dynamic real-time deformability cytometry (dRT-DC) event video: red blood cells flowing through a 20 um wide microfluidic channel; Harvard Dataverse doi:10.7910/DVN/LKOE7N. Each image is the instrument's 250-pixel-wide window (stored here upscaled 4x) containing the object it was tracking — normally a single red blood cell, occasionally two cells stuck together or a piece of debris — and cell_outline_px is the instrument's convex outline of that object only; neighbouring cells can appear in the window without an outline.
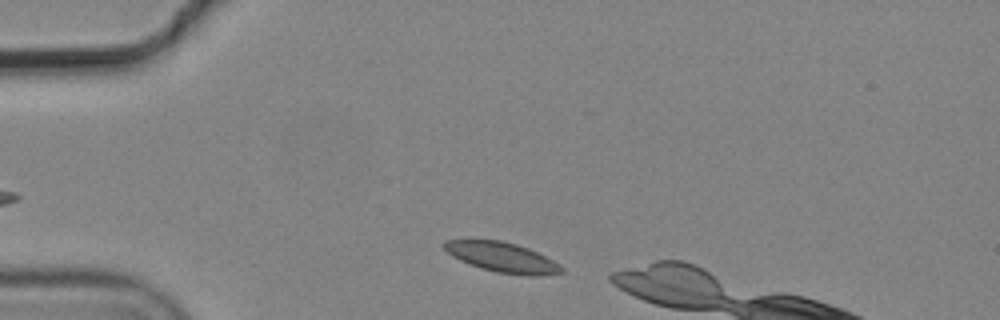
{"species": "common noctule bat (a hibernating species)", "species_latin": "Nyctalus noctula", "temperature_condition": "cold", "stored_images_in_passage": 2, "camera_frame_rate_fps": 3000, "um_per_image_px": 0.085, "animal": {"sex": "male", "body_mass_g": 19.2, "forearm_length_mm": 51.8}, "frame": {"image": 1, "passage_image": 2, "time_ms": 0.333, "image_size_px": [1000, 320], "cell_outline_px": [[564, 272], [540, 276], [528, 276], [496, 272], [460, 260], [452, 256], [440, 244], [444, 240], [500, 240], [516, 244], [528, 248], [560, 264], [564, 268]], "centroid_in_image_um": [42.7, 21.87], "position_along_channel_um": 42.3, "area_um2": 20.29}}